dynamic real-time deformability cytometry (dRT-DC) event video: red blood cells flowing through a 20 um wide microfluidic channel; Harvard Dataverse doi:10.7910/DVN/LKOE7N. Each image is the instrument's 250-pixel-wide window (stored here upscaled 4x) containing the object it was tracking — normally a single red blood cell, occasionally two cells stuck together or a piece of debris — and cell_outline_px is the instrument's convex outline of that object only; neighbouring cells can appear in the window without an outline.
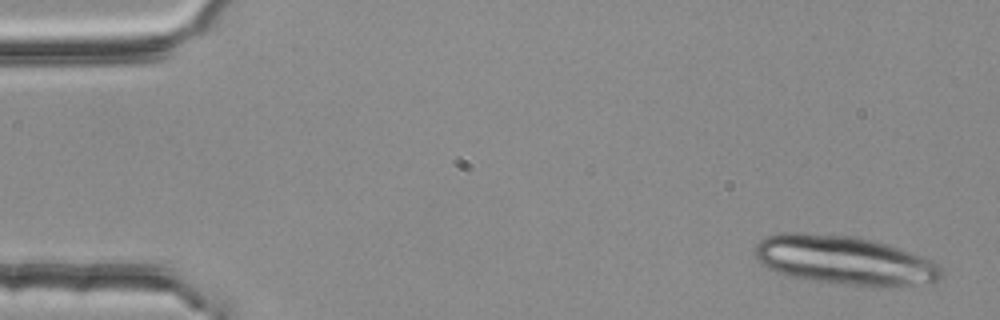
{"species": "common noctule bat (a hibernating species)", "species_latin": "Nyctalus noctula", "temperature_condition": "room temperature", "stored_images_in_passage": 4, "segment_of_instrument_passage": [1, 2], "camera_frame_rate_fps": 3000, "um_per_image_px": 0.085, "animal": {"sex": "female", "body_mass_g": 25.1}, "frame": {"image": 1, "passage_image": 1, "time_ms": 0.0, "image_size_px": [1000, 320], "cell_outline_px": [[944, 272], [940, 280], [916, 284], [880, 288], [816, 280], [792, 276], [776, 272], [768, 268], [756, 260], [756, 244], [760, 240], [768, 236], [780, 232], [804, 232], [856, 236], [888, 244], [924, 256], [940, 264], [944, 268]], "centroid_in_image_um": [71.84, 22.11], "position_along_channel_um": 13.2, "area_um2": 53.52}}